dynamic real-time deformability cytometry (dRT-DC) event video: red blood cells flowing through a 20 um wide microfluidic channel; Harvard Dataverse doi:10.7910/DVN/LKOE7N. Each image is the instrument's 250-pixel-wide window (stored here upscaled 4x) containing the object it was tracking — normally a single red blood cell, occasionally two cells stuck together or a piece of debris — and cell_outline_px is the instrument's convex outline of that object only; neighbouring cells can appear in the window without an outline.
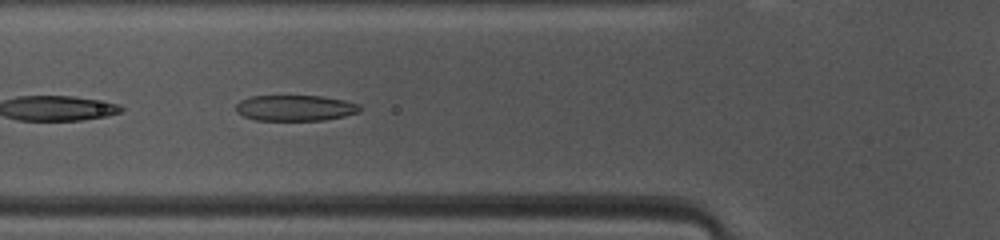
{"species": "common noctule bat (a hibernating species)", "species_latin": "Nyctalus noctula", "temperature_condition": "warm", "stored_images_in_passage": 15, "camera_frame_rate_fps": 3000, "um_per_image_px": 0.085, "animal": {"sex": "female", "body_mass_g": 10.0, "forearm_length_mm": 53.1}, "frame": {"image": 1, "passage_image": 5, "time_ms": 1.333, "image_size_px": [1000, 240], "cell_outline_px": [[360, 112], [344, 116], [324, 120], [256, 120], [244, 116], [236, 112], [236, 104], [240, 100], [248, 96], [320, 96], [344, 100], [360, 104]], "centroid_in_image_um": [25.08, 9.17], "position_along_channel_um": 100.7, "area_um2": 18.67}}